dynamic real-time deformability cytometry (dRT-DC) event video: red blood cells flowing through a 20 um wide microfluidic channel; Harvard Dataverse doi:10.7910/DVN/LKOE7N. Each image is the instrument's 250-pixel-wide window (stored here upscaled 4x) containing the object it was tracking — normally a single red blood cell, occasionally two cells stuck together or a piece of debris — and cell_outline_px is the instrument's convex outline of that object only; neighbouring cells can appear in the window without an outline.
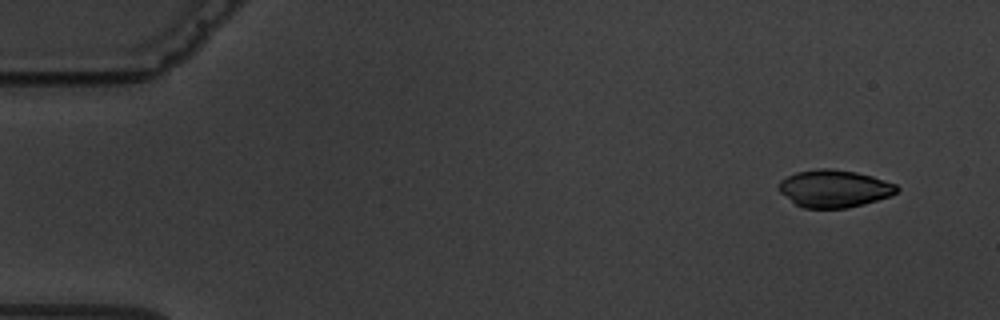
{"species": "common noctule bat (a hibernating species)", "species_latin": "Nyctalus noctula", "temperature_condition": "warm", "stored_images_in_passage": 3, "camera_frame_rate_fps": 3000, "um_per_image_px": 0.085, "animal": {"sex": "male", "body_mass_g": 19.5, "forearm_length_mm": 54.6}, "frame": {"image": 1, "passage_image": 1, "time_ms": 0.0, "image_size_px": [1000, 320], "cell_outline_px": [[900, 188], [896, 192], [888, 196], [876, 200], [848, 208], [804, 208], [796, 204], [780, 192], [776, 188], [776, 184], [780, 180], [796, 172], [816, 168], [828, 168], [856, 172], [872, 176], [896, 184]], "centroid_in_image_um": [70.86, 16.02], "position_along_channel_um": 14.1, "area_um2": 25.72}}